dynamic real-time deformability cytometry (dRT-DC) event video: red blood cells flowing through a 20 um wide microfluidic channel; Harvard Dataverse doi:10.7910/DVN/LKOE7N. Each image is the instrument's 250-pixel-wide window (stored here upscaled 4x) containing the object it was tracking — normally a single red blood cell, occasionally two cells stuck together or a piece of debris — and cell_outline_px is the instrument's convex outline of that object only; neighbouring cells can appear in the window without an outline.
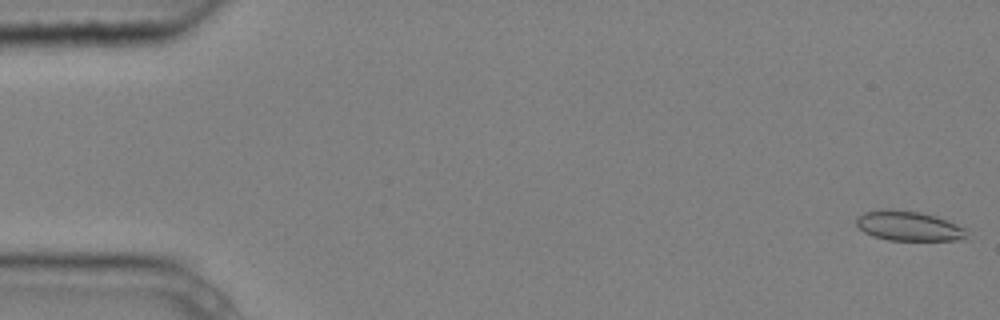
{"species": "common noctule bat (a hibernating species)", "species_latin": "Nyctalus noctula", "temperature_condition": "cold", "stored_images_in_passage": 5, "camera_frame_rate_fps": 3000, "um_per_image_px": 0.085, "animal": {"sex": "male", "body_mass_g": 20.4}, "frame": {"image": 1, "passage_image": 1, "time_ms": 0.0, "image_size_px": [1000, 320], "cell_outline_px": [[968, 240], [888, 240], [872, 236], [864, 232], [856, 224], [856, 216], [864, 212], [880, 208], [892, 208], [920, 212], [936, 216], [948, 220], [964, 228]], "centroid_in_image_um": [77.2, 19.19], "position_along_channel_um": 7.8, "area_um2": 19.48}}
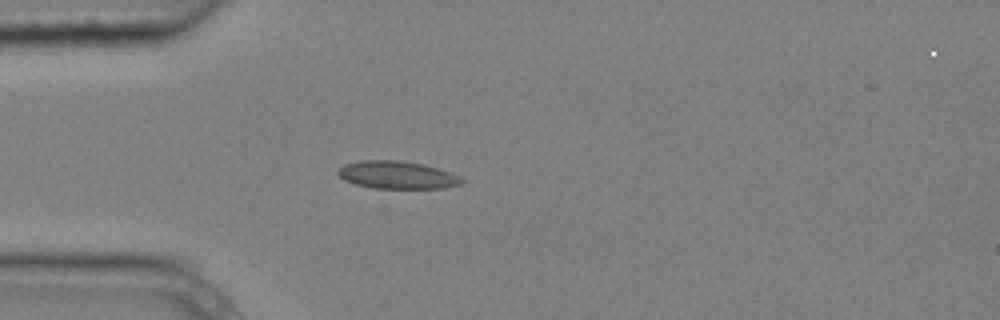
{"frame": {"image": 2, "passage_image": 5, "time_ms": 1.333, "image_size_px": [1000, 320], "cell_outline_px": [[464, 184], [444, 188], [372, 188], [356, 184], [344, 180], [336, 172], [344, 164], [360, 160], [400, 160], [424, 164], [440, 168], [460, 176], [464, 180]], "centroid_in_image_um": [33.79, 14.86], "position_along_channel_um": 51.2, "area_um2": 20.17}}